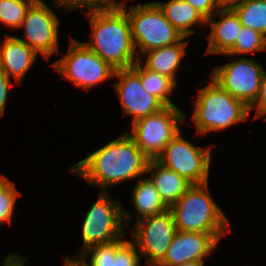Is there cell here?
<instances>
[{
  "instance_id": "cell-18",
  "label": "cell",
  "mask_w": 266,
  "mask_h": 266,
  "mask_svg": "<svg viewBox=\"0 0 266 266\" xmlns=\"http://www.w3.org/2000/svg\"><path fill=\"white\" fill-rule=\"evenodd\" d=\"M185 38L183 37L175 44L143 53L144 57L148 54L143 65L151 71L168 76L177 84L175 74L180 69L182 58L186 55L185 50L189 44V41H184Z\"/></svg>"
},
{
  "instance_id": "cell-8",
  "label": "cell",
  "mask_w": 266,
  "mask_h": 266,
  "mask_svg": "<svg viewBox=\"0 0 266 266\" xmlns=\"http://www.w3.org/2000/svg\"><path fill=\"white\" fill-rule=\"evenodd\" d=\"M69 46L66 55L52 63V66L76 87L89 90L94 85L114 77L116 69L83 42L72 38Z\"/></svg>"
},
{
  "instance_id": "cell-9",
  "label": "cell",
  "mask_w": 266,
  "mask_h": 266,
  "mask_svg": "<svg viewBox=\"0 0 266 266\" xmlns=\"http://www.w3.org/2000/svg\"><path fill=\"white\" fill-rule=\"evenodd\" d=\"M181 130L166 145L156 159L164 167L175 171L191 184L208 182L211 164V149L200 148L181 136Z\"/></svg>"
},
{
  "instance_id": "cell-30",
  "label": "cell",
  "mask_w": 266,
  "mask_h": 266,
  "mask_svg": "<svg viewBox=\"0 0 266 266\" xmlns=\"http://www.w3.org/2000/svg\"><path fill=\"white\" fill-rule=\"evenodd\" d=\"M253 108H255V113H256L254 115V119L261 118L266 115V70L264 71L262 77L258 98L254 102V104L249 108V111L253 110Z\"/></svg>"
},
{
  "instance_id": "cell-25",
  "label": "cell",
  "mask_w": 266,
  "mask_h": 266,
  "mask_svg": "<svg viewBox=\"0 0 266 266\" xmlns=\"http://www.w3.org/2000/svg\"><path fill=\"white\" fill-rule=\"evenodd\" d=\"M35 0H0V22L9 28H20L25 14Z\"/></svg>"
},
{
  "instance_id": "cell-16",
  "label": "cell",
  "mask_w": 266,
  "mask_h": 266,
  "mask_svg": "<svg viewBox=\"0 0 266 266\" xmlns=\"http://www.w3.org/2000/svg\"><path fill=\"white\" fill-rule=\"evenodd\" d=\"M36 57L37 53L16 36L7 34L2 46L0 40V70L17 82H21Z\"/></svg>"
},
{
  "instance_id": "cell-28",
  "label": "cell",
  "mask_w": 266,
  "mask_h": 266,
  "mask_svg": "<svg viewBox=\"0 0 266 266\" xmlns=\"http://www.w3.org/2000/svg\"><path fill=\"white\" fill-rule=\"evenodd\" d=\"M140 256L135 244L127 240L112 256L111 266H141Z\"/></svg>"
},
{
  "instance_id": "cell-17",
  "label": "cell",
  "mask_w": 266,
  "mask_h": 266,
  "mask_svg": "<svg viewBox=\"0 0 266 266\" xmlns=\"http://www.w3.org/2000/svg\"><path fill=\"white\" fill-rule=\"evenodd\" d=\"M146 174L151 175L150 180L154 183L161 200L168 208L176 203L192 185L184 177L164 167L156 160L149 161Z\"/></svg>"
},
{
  "instance_id": "cell-35",
  "label": "cell",
  "mask_w": 266,
  "mask_h": 266,
  "mask_svg": "<svg viewBox=\"0 0 266 266\" xmlns=\"http://www.w3.org/2000/svg\"><path fill=\"white\" fill-rule=\"evenodd\" d=\"M11 180L4 174L0 176V191L10 182Z\"/></svg>"
},
{
  "instance_id": "cell-19",
  "label": "cell",
  "mask_w": 266,
  "mask_h": 266,
  "mask_svg": "<svg viewBox=\"0 0 266 266\" xmlns=\"http://www.w3.org/2000/svg\"><path fill=\"white\" fill-rule=\"evenodd\" d=\"M164 12L166 19L183 35L188 37L196 30L191 27L196 24L206 25V20L202 15L184 0H169L167 2H157Z\"/></svg>"
},
{
  "instance_id": "cell-7",
  "label": "cell",
  "mask_w": 266,
  "mask_h": 266,
  "mask_svg": "<svg viewBox=\"0 0 266 266\" xmlns=\"http://www.w3.org/2000/svg\"><path fill=\"white\" fill-rule=\"evenodd\" d=\"M185 120V114L177 106H166L155 114L132 122L131 134L128 135L150 160H156L180 132L178 123Z\"/></svg>"
},
{
  "instance_id": "cell-5",
  "label": "cell",
  "mask_w": 266,
  "mask_h": 266,
  "mask_svg": "<svg viewBox=\"0 0 266 266\" xmlns=\"http://www.w3.org/2000/svg\"><path fill=\"white\" fill-rule=\"evenodd\" d=\"M126 1L121 0L117 3L125 10L129 19L131 36L139 59V53L143 55L153 49L175 44L183 38L166 19L155 1L144 5H132L129 8L125 4Z\"/></svg>"
},
{
  "instance_id": "cell-29",
  "label": "cell",
  "mask_w": 266,
  "mask_h": 266,
  "mask_svg": "<svg viewBox=\"0 0 266 266\" xmlns=\"http://www.w3.org/2000/svg\"><path fill=\"white\" fill-rule=\"evenodd\" d=\"M184 1L188 2L192 7H194L205 20L214 16L217 10L221 8L217 0H184ZM215 9L217 10L215 11Z\"/></svg>"
},
{
  "instance_id": "cell-33",
  "label": "cell",
  "mask_w": 266,
  "mask_h": 266,
  "mask_svg": "<svg viewBox=\"0 0 266 266\" xmlns=\"http://www.w3.org/2000/svg\"><path fill=\"white\" fill-rule=\"evenodd\" d=\"M244 0H217L221 8H232L234 5L243 2Z\"/></svg>"
},
{
  "instance_id": "cell-13",
  "label": "cell",
  "mask_w": 266,
  "mask_h": 266,
  "mask_svg": "<svg viewBox=\"0 0 266 266\" xmlns=\"http://www.w3.org/2000/svg\"><path fill=\"white\" fill-rule=\"evenodd\" d=\"M113 83L124 115H132L133 121L155 114L166 107L157 97L149 94L142 86L140 76L132 69H117Z\"/></svg>"
},
{
  "instance_id": "cell-27",
  "label": "cell",
  "mask_w": 266,
  "mask_h": 266,
  "mask_svg": "<svg viewBox=\"0 0 266 266\" xmlns=\"http://www.w3.org/2000/svg\"><path fill=\"white\" fill-rule=\"evenodd\" d=\"M57 8H63L64 11H73L76 9L88 8V12L99 11L114 6L116 0H55Z\"/></svg>"
},
{
  "instance_id": "cell-12",
  "label": "cell",
  "mask_w": 266,
  "mask_h": 266,
  "mask_svg": "<svg viewBox=\"0 0 266 266\" xmlns=\"http://www.w3.org/2000/svg\"><path fill=\"white\" fill-rule=\"evenodd\" d=\"M60 20L56 13L43 0H35L28 8L20 27L25 28L24 39L37 54L46 59L59 52L58 26Z\"/></svg>"
},
{
  "instance_id": "cell-14",
  "label": "cell",
  "mask_w": 266,
  "mask_h": 266,
  "mask_svg": "<svg viewBox=\"0 0 266 266\" xmlns=\"http://www.w3.org/2000/svg\"><path fill=\"white\" fill-rule=\"evenodd\" d=\"M227 234L176 231L164 259L157 266H180L189 261H205L217 250V244Z\"/></svg>"
},
{
  "instance_id": "cell-24",
  "label": "cell",
  "mask_w": 266,
  "mask_h": 266,
  "mask_svg": "<svg viewBox=\"0 0 266 266\" xmlns=\"http://www.w3.org/2000/svg\"><path fill=\"white\" fill-rule=\"evenodd\" d=\"M126 241L121 238L111 243L90 246L76 258L85 266H111L112 256ZM87 257L89 262L86 261Z\"/></svg>"
},
{
  "instance_id": "cell-32",
  "label": "cell",
  "mask_w": 266,
  "mask_h": 266,
  "mask_svg": "<svg viewBox=\"0 0 266 266\" xmlns=\"http://www.w3.org/2000/svg\"><path fill=\"white\" fill-rule=\"evenodd\" d=\"M27 257H23L18 255L15 252H10L7 257H5L4 262L2 263V266H24Z\"/></svg>"
},
{
  "instance_id": "cell-10",
  "label": "cell",
  "mask_w": 266,
  "mask_h": 266,
  "mask_svg": "<svg viewBox=\"0 0 266 266\" xmlns=\"http://www.w3.org/2000/svg\"><path fill=\"white\" fill-rule=\"evenodd\" d=\"M176 231L173 213L167 209L163 213L136 221L131 241L140 258H148L147 265L157 266L164 259Z\"/></svg>"
},
{
  "instance_id": "cell-26",
  "label": "cell",
  "mask_w": 266,
  "mask_h": 266,
  "mask_svg": "<svg viewBox=\"0 0 266 266\" xmlns=\"http://www.w3.org/2000/svg\"><path fill=\"white\" fill-rule=\"evenodd\" d=\"M20 194L21 192L16 189L15 182L12 181L0 191V224L8 222L11 225L15 203Z\"/></svg>"
},
{
  "instance_id": "cell-11",
  "label": "cell",
  "mask_w": 266,
  "mask_h": 266,
  "mask_svg": "<svg viewBox=\"0 0 266 266\" xmlns=\"http://www.w3.org/2000/svg\"><path fill=\"white\" fill-rule=\"evenodd\" d=\"M264 71L255 60L242 57L214 67L210 77L250 108L258 98Z\"/></svg>"
},
{
  "instance_id": "cell-1",
  "label": "cell",
  "mask_w": 266,
  "mask_h": 266,
  "mask_svg": "<svg viewBox=\"0 0 266 266\" xmlns=\"http://www.w3.org/2000/svg\"><path fill=\"white\" fill-rule=\"evenodd\" d=\"M150 159L140 150L127 132L103 145L69 169L90 186L107 192L108 186L139 179L147 172Z\"/></svg>"
},
{
  "instance_id": "cell-2",
  "label": "cell",
  "mask_w": 266,
  "mask_h": 266,
  "mask_svg": "<svg viewBox=\"0 0 266 266\" xmlns=\"http://www.w3.org/2000/svg\"><path fill=\"white\" fill-rule=\"evenodd\" d=\"M90 21L91 41L83 42L114 69L131 68L138 60L125 10L114 6L86 12Z\"/></svg>"
},
{
  "instance_id": "cell-6",
  "label": "cell",
  "mask_w": 266,
  "mask_h": 266,
  "mask_svg": "<svg viewBox=\"0 0 266 266\" xmlns=\"http://www.w3.org/2000/svg\"><path fill=\"white\" fill-rule=\"evenodd\" d=\"M132 213L125 210L119 200L112 199L109 192L100 191L82 223L83 246L76 253L80 255L88 247L107 244L121 239L126 234Z\"/></svg>"
},
{
  "instance_id": "cell-34",
  "label": "cell",
  "mask_w": 266,
  "mask_h": 266,
  "mask_svg": "<svg viewBox=\"0 0 266 266\" xmlns=\"http://www.w3.org/2000/svg\"><path fill=\"white\" fill-rule=\"evenodd\" d=\"M77 256H74V259L64 258V266H85L79 259H76Z\"/></svg>"
},
{
  "instance_id": "cell-4",
  "label": "cell",
  "mask_w": 266,
  "mask_h": 266,
  "mask_svg": "<svg viewBox=\"0 0 266 266\" xmlns=\"http://www.w3.org/2000/svg\"><path fill=\"white\" fill-rule=\"evenodd\" d=\"M211 82L199 89L194 101L195 110L191 119L196 126V134L221 131L247 120L249 108L240 100L234 98L211 77Z\"/></svg>"
},
{
  "instance_id": "cell-31",
  "label": "cell",
  "mask_w": 266,
  "mask_h": 266,
  "mask_svg": "<svg viewBox=\"0 0 266 266\" xmlns=\"http://www.w3.org/2000/svg\"><path fill=\"white\" fill-rule=\"evenodd\" d=\"M12 85L13 82H11V78L0 70V118L4 115L9 87Z\"/></svg>"
},
{
  "instance_id": "cell-15",
  "label": "cell",
  "mask_w": 266,
  "mask_h": 266,
  "mask_svg": "<svg viewBox=\"0 0 266 266\" xmlns=\"http://www.w3.org/2000/svg\"><path fill=\"white\" fill-rule=\"evenodd\" d=\"M216 15L220 16V21H214ZM214 16L206 20V26H210L211 32L207 36L208 47L205 55L227 53L234 46L243 26L232 8H220Z\"/></svg>"
},
{
  "instance_id": "cell-20",
  "label": "cell",
  "mask_w": 266,
  "mask_h": 266,
  "mask_svg": "<svg viewBox=\"0 0 266 266\" xmlns=\"http://www.w3.org/2000/svg\"><path fill=\"white\" fill-rule=\"evenodd\" d=\"M136 182L131 199L137 213V221L169 209L161 200L159 192L149 177H142Z\"/></svg>"
},
{
  "instance_id": "cell-22",
  "label": "cell",
  "mask_w": 266,
  "mask_h": 266,
  "mask_svg": "<svg viewBox=\"0 0 266 266\" xmlns=\"http://www.w3.org/2000/svg\"><path fill=\"white\" fill-rule=\"evenodd\" d=\"M243 26L266 37V0H244L232 7Z\"/></svg>"
},
{
  "instance_id": "cell-3",
  "label": "cell",
  "mask_w": 266,
  "mask_h": 266,
  "mask_svg": "<svg viewBox=\"0 0 266 266\" xmlns=\"http://www.w3.org/2000/svg\"><path fill=\"white\" fill-rule=\"evenodd\" d=\"M208 182L192 184L169 209L172 211L176 229L186 232L228 234L229 219L210 195Z\"/></svg>"
},
{
  "instance_id": "cell-23",
  "label": "cell",
  "mask_w": 266,
  "mask_h": 266,
  "mask_svg": "<svg viewBox=\"0 0 266 266\" xmlns=\"http://www.w3.org/2000/svg\"><path fill=\"white\" fill-rule=\"evenodd\" d=\"M259 51H266V37L258 31L242 26L234 46L224 56L233 58L235 55L253 54Z\"/></svg>"
},
{
  "instance_id": "cell-36",
  "label": "cell",
  "mask_w": 266,
  "mask_h": 266,
  "mask_svg": "<svg viewBox=\"0 0 266 266\" xmlns=\"http://www.w3.org/2000/svg\"><path fill=\"white\" fill-rule=\"evenodd\" d=\"M180 266H204V261H189Z\"/></svg>"
},
{
  "instance_id": "cell-21",
  "label": "cell",
  "mask_w": 266,
  "mask_h": 266,
  "mask_svg": "<svg viewBox=\"0 0 266 266\" xmlns=\"http://www.w3.org/2000/svg\"><path fill=\"white\" fill-rule=\"evenodd\" d=\"M131 68L140 76L141 84L149 94L157 97L165 106H176L169 97L177 85L171 78L141 66V58Z\"/></svg>"
}]
</instances>
